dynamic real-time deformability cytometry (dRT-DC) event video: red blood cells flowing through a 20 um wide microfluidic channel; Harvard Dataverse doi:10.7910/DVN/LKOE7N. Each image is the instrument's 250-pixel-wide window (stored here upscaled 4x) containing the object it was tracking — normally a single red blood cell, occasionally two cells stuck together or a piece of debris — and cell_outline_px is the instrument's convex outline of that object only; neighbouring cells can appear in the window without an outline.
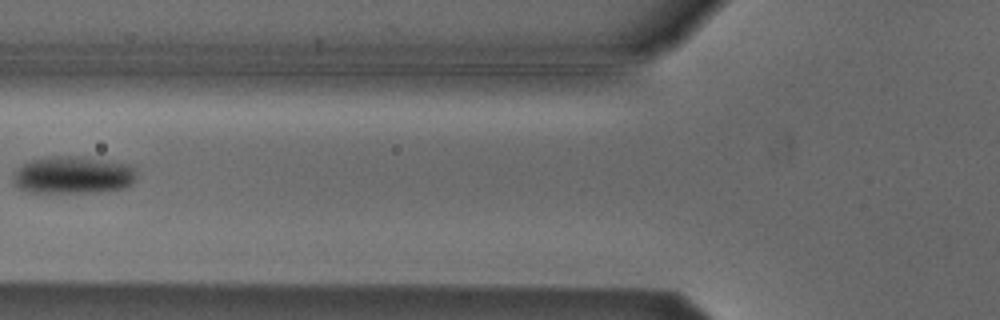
{"species": "Egyptian fruit bat (a non-hibernating species)", "species_latin": "Rousettus aegyptiacus", "temperature_condition": "cold", "stored_images_in_passage": 6, "camera_frame_rate_fps": 3000, "um_per_image_px": 0.085, "animal": {"sex": "male"}, "frame": {"image": 1, "passage_image": 6, "time_ms": 1.667, "image_size_px": [1000, 320], "cell_outline_px": [[136, 180], [128, 188], [96, 192], [28, 192], [16, 188], [12, 180], [12, 176], [24, 164], [32, 160], [52, 156], [76, 156], [108, 160], [132, 164], [136, 168]], "centroid_in_image_um": [6.27, 14.88], "position_along_channel_um": 119.5, "area_um2": 27.28}}